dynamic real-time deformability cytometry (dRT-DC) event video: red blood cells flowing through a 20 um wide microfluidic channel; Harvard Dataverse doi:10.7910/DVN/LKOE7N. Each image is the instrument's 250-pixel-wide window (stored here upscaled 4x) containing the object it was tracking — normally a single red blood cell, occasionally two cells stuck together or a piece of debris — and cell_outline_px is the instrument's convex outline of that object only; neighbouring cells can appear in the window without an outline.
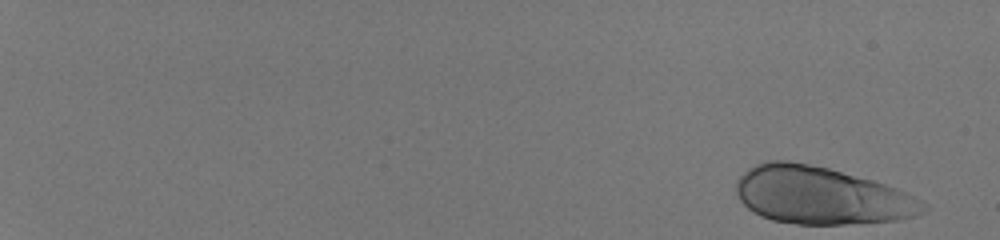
{"species": "human", "species_latin": "Homo sapiens", "temperature_condition": "room temperature", "stored_images_in_passage": 52, "camera_frame_rate_fps": 3000, "um_per_image_px": 0.085, "donor": {"sex": "male"}, "frame": {"image": 1, "passage_image": 1, "time_ms": 0.0, "image_size_px": [1000, 240], "cell_outline_px": [[928, 208], [924, 212], [916, 216], [900, 220], [844, 224], [796, 224], [772, 220], [760, 216], [752, 212], [740, 200], [736, 192], [736, 180], [748, 168], [756, 164], [768, 160], [788, 160], [828, 168], [872, 180], [896, 188], [920, 200]], "centroid_in_image_um": [69.76, 16.62], "position_along_channel_um": 15.2, "area_um2": 62.54}}
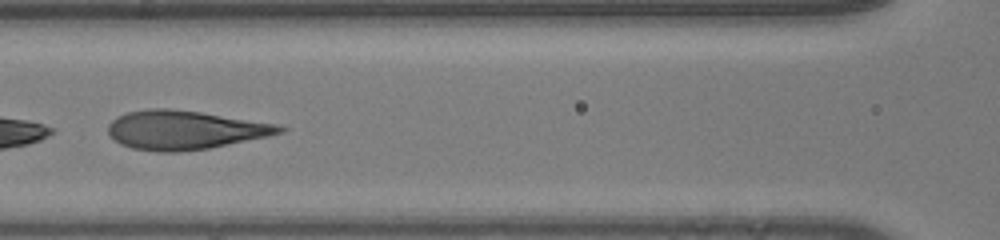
{"frame": {"image": 2, "passage_image": 29, "time_ms": 9.333, "image_size_px": [1000, 240], "cell_outline_px": [[288, 128], [284, 132], [268, 136], [208, 148], [180, 152], [156, 152], [132, 148], [120, 144], [108, 132], [108, 124], [116, 116], [128, 112], [148, 108], [168, 108], [200, 112], [280, 124]], "centroid_in_image_um": [15.71, 11.04], "position_along_channel_um": 150.9, "area_um2": 38.9}}
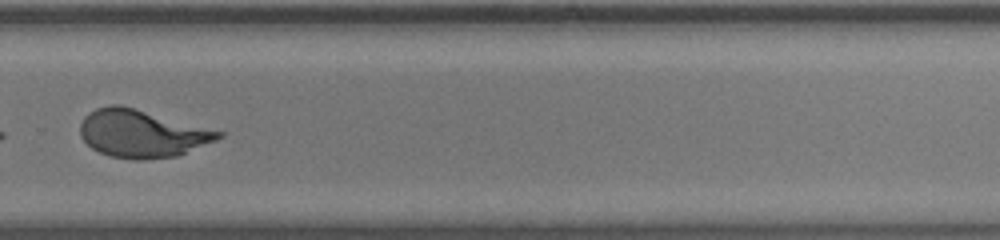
{"frame": {"image": 3, "passage_image": 41, "time_ms": 13.333, "image_size_px": [1000, 240], "cell_outline_px": [[224, 136], [216, 140], [176, 156], [144, 160], [136, 160], [112, 156], [100, 152], [92, 148], [80, 136], [80, 124], [84, 116], [88, 112], [96, 108], [112, 104], [120, 104], [224, 132]], "centroid_in_image_um": [12.04, 11.34], "position_along_channel_um": 317.8, "area_um2": 38.21}}